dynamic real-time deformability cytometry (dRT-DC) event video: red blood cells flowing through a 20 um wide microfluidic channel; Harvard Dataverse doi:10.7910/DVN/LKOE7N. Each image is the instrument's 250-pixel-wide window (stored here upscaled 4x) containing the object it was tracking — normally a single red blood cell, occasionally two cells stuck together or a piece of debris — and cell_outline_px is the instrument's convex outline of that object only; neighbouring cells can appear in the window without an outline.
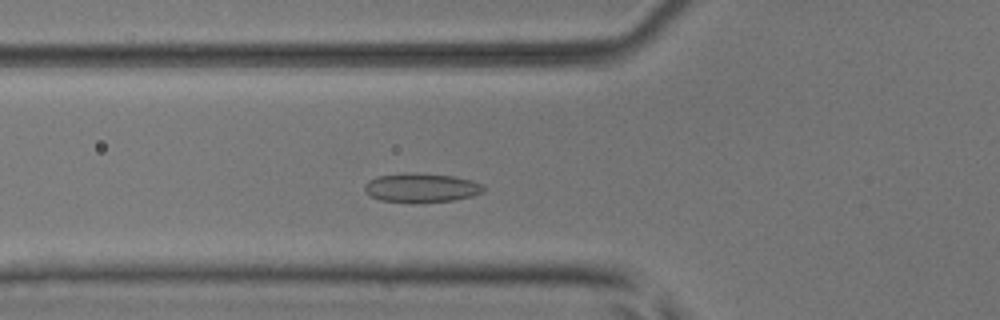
{"species": "common noctule bat (a hibernating species)", "species_latin": "Nyctalus noctula", "temperature_condition": "room temperature", "stored_images_in_passage": 36, "camera_frame_rate_fps": 3000, "um_per_image_px": 0.085, "animal": {"sex": "male", "body_mass_g": 17.9, "forearm_length_mm": 54.2}, "frame": {"image": 1, "passage_image": 13, "time_ms": 4.0, "image_size_px": [1000, 320], "cell_outline_px": [[484, 192], [472, 196], [456, 200], [412, 204], [380, 200], [372, 196], [364, 188], [364, 184], [368, 180], [376, 176], [408, 172], [416, 172], [456, 176], [472, 180], [484, 184]], "centroid_in_image_um": [35.84, 15.96], "position_along_channel_um": 90.0, "area_um2": 20.81}}
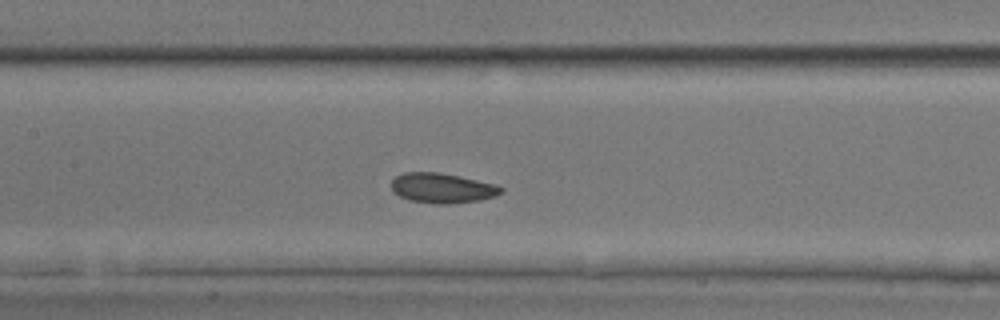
{"frame": {"image": 2, "passage_image": 19, "time_ms": 6.0, "image_size_px": [1000, 320], "cell_outline_px": [[504, 192], [496, 196], [480, 200], [448, 204], [436, 204], [408, 200], [392, 192], [392, 180], [396, 176], [404, 172], [440, 172], [460, 176], [496, 184], [504, 188]], "centroid_in_image_um": [37.61, 15.98], "position_along_channel_um": 169.8, "area_um2": 19.36}}
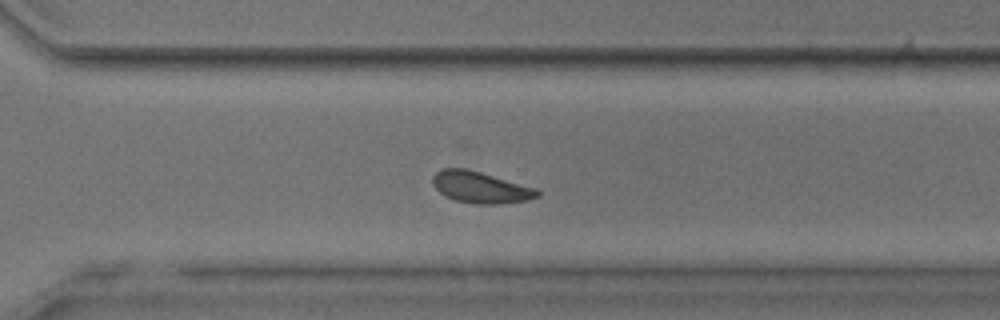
{"frame": {"image": 3, "passage_image": 31, "time_ms": 10.0, "image_size_px": [1000, 320], "cell_outline_px": [[540, 196], [528, 200], [496, 204], [476, 204], [456, 200], [444, 196], [432, 184], [432, 176], [436, 172], [444, 168], [464, 168], [480, 172], [536, 188], [540, 192]], "centroid_in_image_um": [40.83, 15.93], "position_along_channel_um": 329.8, "area_um2": 19.07}, "authors_computed_cell_mechanics": {"area_um2": 19.3341, "velocity_mm_per_s": 4.0001, "shape_relaxation_time_tau1_ms": 3.0875, "shape_relaxation_time_tau2_ms": 2.6376, "deformation_change_tau1": 0.059, "deformation_change_tau2": 0.0882}}